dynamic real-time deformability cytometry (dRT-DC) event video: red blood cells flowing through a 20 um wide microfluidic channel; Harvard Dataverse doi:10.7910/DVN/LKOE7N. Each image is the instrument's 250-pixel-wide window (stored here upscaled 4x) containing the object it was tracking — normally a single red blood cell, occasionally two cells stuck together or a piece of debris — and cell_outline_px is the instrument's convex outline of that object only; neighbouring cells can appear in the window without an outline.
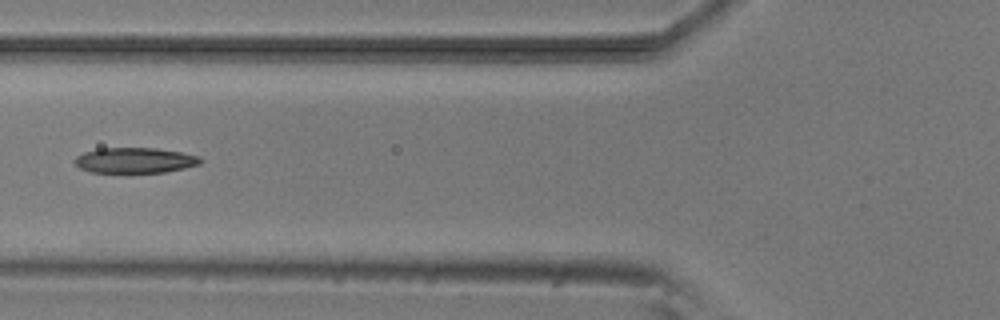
{"species": "common noctule bat (a hibernating species)", "species_latin": "Nyctalus noctula", "temperature_condition": "room temperature", "stored_images_in_passage": 6, "camera_frame_rate_fps": 3000, "um_per_image_px": 0.085, "animal": {"sex": "male", "body_mass_g": 20.5, "forearm_length_mm": 52.5}, "frame": {"image": 1, "passage_image": 6, "time_ms": 5.667, "image_size_px": [1000, 320], "cell_outline_px": [[204, 160], [200, 164], [184, 168], [164, 172], [92, 172], [80, 168], [72, 160], [76, 156], [84, 152], [100, 148], [156, 148], [180, 152], [200, 156]], "centroid_in_image_um": [11.47, 13.62], "position_along_channel_um": 114.3, "area_um2": 18.61}}